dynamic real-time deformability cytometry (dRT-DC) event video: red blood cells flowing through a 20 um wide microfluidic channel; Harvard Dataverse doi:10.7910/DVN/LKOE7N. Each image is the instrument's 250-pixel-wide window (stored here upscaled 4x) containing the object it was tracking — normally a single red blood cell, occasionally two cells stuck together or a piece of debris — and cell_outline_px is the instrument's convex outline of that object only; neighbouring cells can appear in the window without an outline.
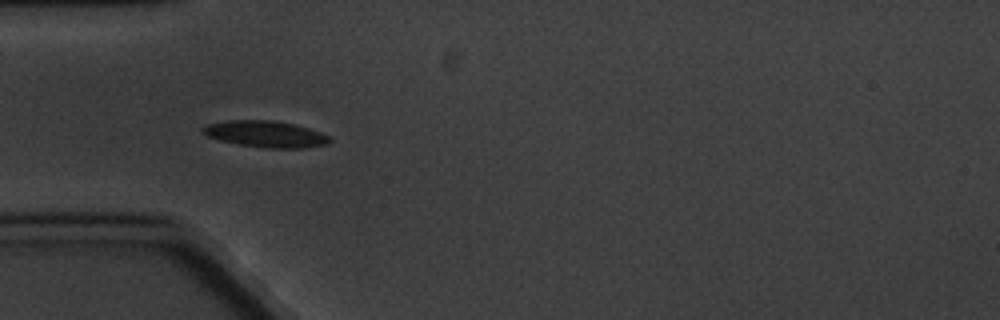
{"species": "common noctule bat (a hibernating species)", "species_latin": "Nyctalus noctula", "temperature_condition": "cold", "stored_images_in_passage": 1, "camera_frame_rate_fps": 3000, "um_per_image_px": 0.085, "animal": {"sex": "male", "body_mass_g": 20.1, "forearm_length_mm": 53.5}, "frame": {"image": 1, "passage_image": 1, "time_ms": 0.0, "image_size_px": [1000, 320], "cell_outline_px": [[332, 140], [328, 144], [304, 148], [264, 148], [240, 144], [220, 140], [208, 136], [200, 132], [200, 128], [208, 124], [228, 120], [272, 120], [292, 124], [308, 128], [320, 132], [328, 136]], "centroid_in_image_um": [22.56, 11.39], "position_along_channel_um": 62.4, "area_um2": 19.48}}